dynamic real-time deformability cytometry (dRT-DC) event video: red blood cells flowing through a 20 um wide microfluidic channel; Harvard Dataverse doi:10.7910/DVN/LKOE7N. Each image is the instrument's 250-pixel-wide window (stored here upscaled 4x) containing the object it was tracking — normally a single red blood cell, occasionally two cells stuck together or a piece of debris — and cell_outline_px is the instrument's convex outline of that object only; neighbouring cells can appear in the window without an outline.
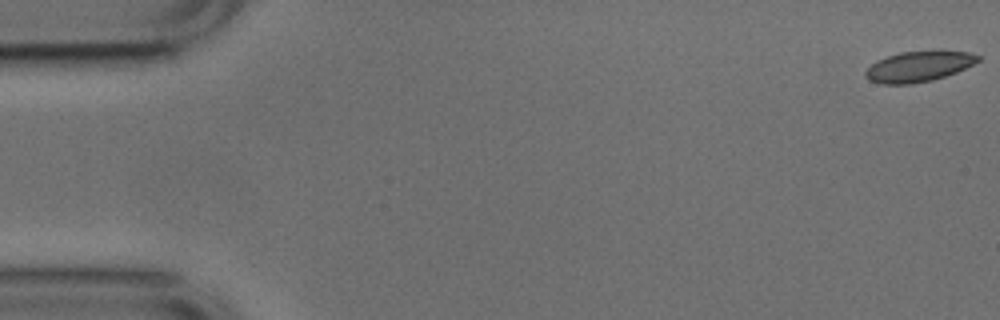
{"species": "common noctule bat (a hibernating species)", "species_latin": "Nyctalus noctula", "temperature_condition": "cold", "stored_images_in_passage": 53, "camera_frame_rate_fps": 3000, "um_per_image_px": 0.085, "animal": {"sex": "male", "body_mass_g": 17.9, "forearm_length_mm": 54.2}, "frame": {"image": 1, "passage_image": 1, "time_ms": 0.0, "image_size_px": [1000, 320], "cell_outline_px": [[980, 60], [956, 72], [932, 80], [912, 84], [880, 84], [868, 80], [864, 76], [864, 72], [876, 60], [900, 52], [936, 48], [968, 52], [980, 56]], "centroid_in_image_um": [78.08, 5.61], "position_along_channel_um": 6.9, "area_um2": 20.58}}
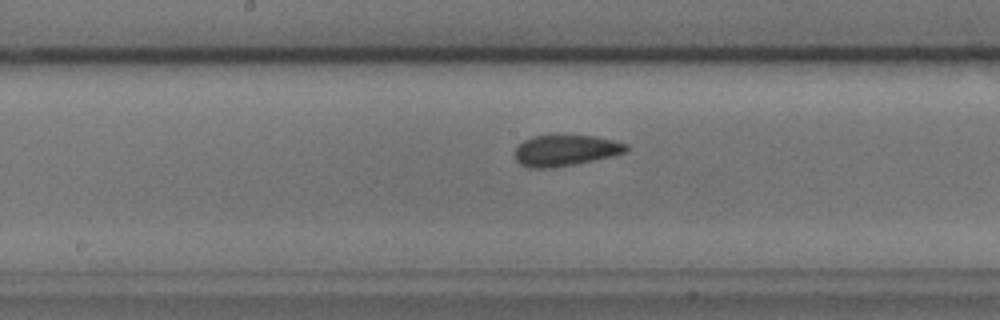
{"frame": {"image": 2, "passage_image": 27, "time_ms": 8.667, "image_size_px": [1000, 320], "cell_outline_px": [[628, 152], [612, 156], [576, 164], [552, 168], [528, 168], [520, 164], [516, 160], [516, 148], [524, 140], [532, 136], [552, 132], [592, 136], [612, 140], [628, 144]], "centroid_in_image_um": [48.05, 12.75], "position_along_channel_um": 200.1, "area_um2": 20.87}}
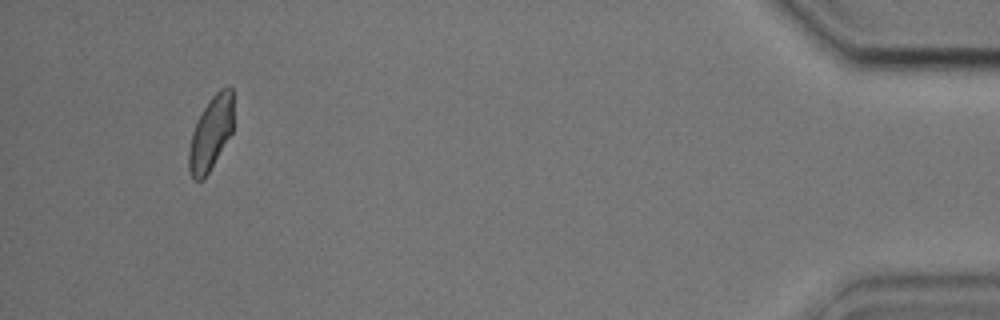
{"frame": {"image": 3, "passage_image": 50, "time_ms": 16.333, "image_size_px": [1000, 320], "cell_outline_px": [[232, 132], [204, 180], [196, 180], [192, 176], [188, 168], [188, 152], [192, 132], [208, 100], [220, 88], [232, 88]], "centroid_in_image_um": [17.9, 11.35], "position_along_channel_um": 417.3, "area_um2": 18.79}, "authors_computed_cell_mechanics": {"area_um2": 20.3456, "velocity_mm_per_s": 3.7696, "shape_relaxation_time_tau1_ms": 6.6629, "shape_relaxation_time_tau2_ms": 1.5454, "deformation_change_tau1": 0.1247, "deformation_change_tau2": 0.0732}}